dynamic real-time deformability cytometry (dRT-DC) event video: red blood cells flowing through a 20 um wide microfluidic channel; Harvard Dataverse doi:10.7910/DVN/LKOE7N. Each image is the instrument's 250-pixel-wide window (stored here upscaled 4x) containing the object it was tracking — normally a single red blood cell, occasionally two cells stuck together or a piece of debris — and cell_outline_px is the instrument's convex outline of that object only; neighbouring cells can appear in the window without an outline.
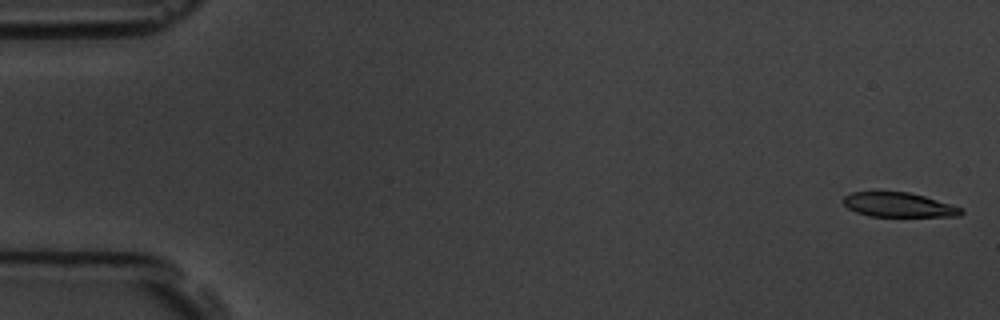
{"species": "common noctule bat (a hibernating species)", "species_latin": "Nyctalus noctula", "temperature_condition": "room temperature", "stored_images_in_passage": 5, "segment_of_instrument_passage": [2, 2], "camera_frame_rate_fps": 3000, "um_per_image_px": 0.085, "animal": {"sex": "male", "body_mass_g": 19.5, "forearm_length_mm": 54.6}, "frame": {"image": 1, "passage_image": 5, "time_ms": 5.667, "image_size_px": [1000, 320], "cell_outline_px": [[964, 212], [960, 216], [868, 216], [856, 212], [848, 208], [844, 204], [844, 196], [852, 192], [908, 192], [924, 196], [964, 208]], "centroid_in_image_um": [76.41, 17.41], "position_along_channel_um": 8.6, "area_um2": 16.7}}